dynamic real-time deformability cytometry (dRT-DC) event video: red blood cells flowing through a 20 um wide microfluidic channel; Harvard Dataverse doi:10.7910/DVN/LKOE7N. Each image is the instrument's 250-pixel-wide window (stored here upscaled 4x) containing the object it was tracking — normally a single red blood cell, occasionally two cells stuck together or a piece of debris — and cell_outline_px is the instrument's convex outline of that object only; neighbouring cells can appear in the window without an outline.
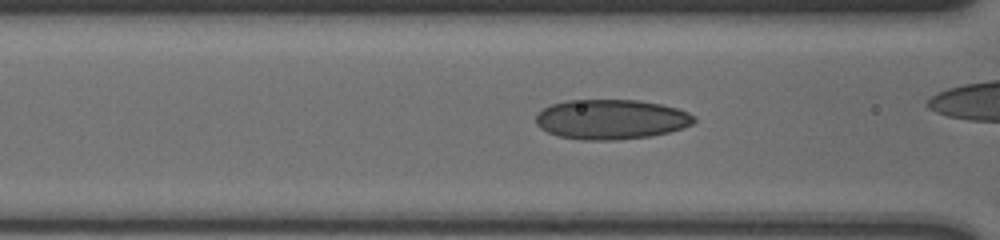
{"species": "human", "species_latin": "Homo sapiens", "temperature_condition": "cold", "stored_images_in_passage": 32, "camera_frame_rate_fps": 3000, "um_per_image_px": 0.085, "donor": {"sex": "male"}, "frame": {"image": 1, "passage_image": 9, "time_ms": 2.667, "image_size_px": [1000, 240], "cell_outline_px": [[696, 120], [692, 124], [668, 132], [652, 136], [616, 140], [584, 140], [556, 136], [540, 128], [536, 124], [536, 116], [544, 108], [552, 104], [564, 100], [640, 100], [660, 104], [676, 108], [688, 112]], "centroid_in_image_um": [51.91, 10.15], "position_along_channel_um": 114.7, "area_um2": 36.7}}
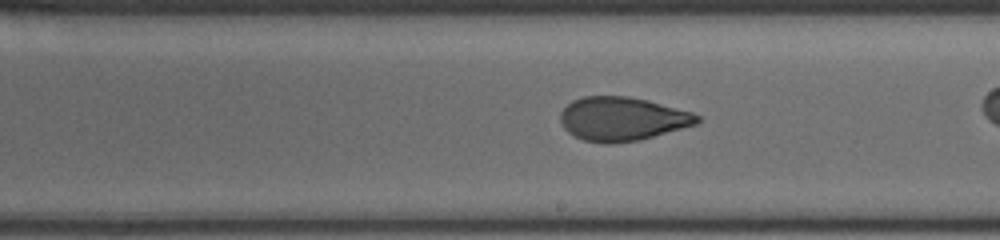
{"frame": {"image": 2, "passage_image": 19, "time_ms": 6.0, "image_size_px": [1000, 240], "cell_outline_px": [[700, 120], [696, 124], [640, 140], [612, 144], [608, 144], [584, 140], [568, 132], [564, 128], [560, 120], [560, 112], [572, 100], [584, 96], [628, 96], [648, 100], [692, 112], [700, 116]], "centroid_in_image_um": [52.88, 10.1], "position_along_channel_um": 236.1, "area_um2": 34.85}}
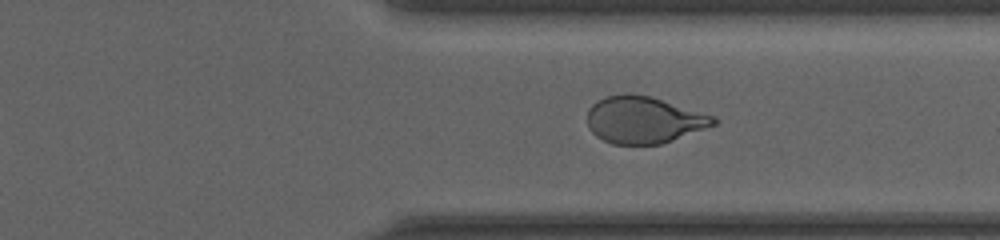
{"frame": {"image": 3, "passage_image": 29, "time_ms": 9.333, "image_size_px": [1000, 240], "cell_outline_px": [[716, 124], [672, 140], [660, 144], [612, 144], [596, 136], [588, 128], [588, 108], [596, 100], [604, 96], [624, 92], [628, 92], [648, 96], [716, 116]], "centroid_in_image_um": [54.67, 10.17], "position_along_channel_um": 356.7, "area_um2": 34.45}}